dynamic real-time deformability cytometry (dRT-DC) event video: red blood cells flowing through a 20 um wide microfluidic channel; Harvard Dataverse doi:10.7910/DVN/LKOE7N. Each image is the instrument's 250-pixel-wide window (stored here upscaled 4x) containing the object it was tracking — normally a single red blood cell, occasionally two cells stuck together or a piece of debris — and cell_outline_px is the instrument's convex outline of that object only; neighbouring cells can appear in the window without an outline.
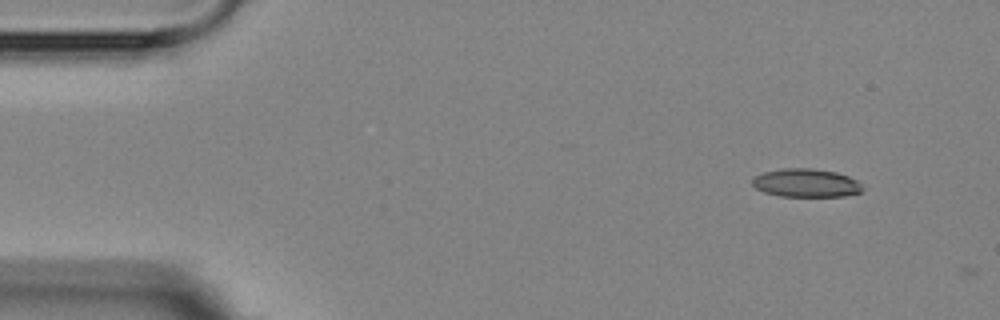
{"species": "Egyptian fruit bat (a non-hibernating species)", "species_latin": "Rousettus aegyptiacus", "temperature_condition": "room temperature", "stored_images_in_passage": 4, "camera_frame_rate_fps": 3000, "um_per_image_px": 0.085, "animal": {"sex": "female"}, "frame": {"image": 1, "passage_image": 1, "time_ms": 0.0, "image_size_px": [1000, 320], "cell_outline_px": [[860, 192], [844, 196], [780, 196], [764, 192], [756, 188], [752, 184], [752, 180], [756, 176], [764, 172], [784, 168], [812, 168], [836, 172], [848, 176], [856, 180], [860, 184]], "centroid_in_image_um": [68.49, 15.54], "position_along_channel_um": 16.5, "area_um2": 17.98}}
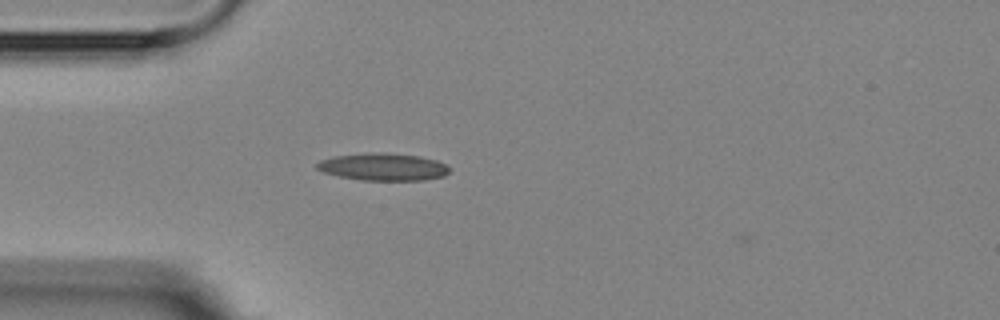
{"frame": {"image": 2, "passage_image": 4, "time_ms": 3.333, "image_size_px": [1000, 320], "cell_outline_px": [[448, 172], [444, 176], [424, 180], [360, 180], [340, 176], [324, 172], [316, 168], [316, 164], [320, 160], [336, 156], [372, 152], [384, 152], [420, 156], [436, 160], [444, 164], [448, 168]], "centroid_in_image_um": [32.56, 14.18], "position_along_channel_um": 52.4, "area_um2": 20.98}}